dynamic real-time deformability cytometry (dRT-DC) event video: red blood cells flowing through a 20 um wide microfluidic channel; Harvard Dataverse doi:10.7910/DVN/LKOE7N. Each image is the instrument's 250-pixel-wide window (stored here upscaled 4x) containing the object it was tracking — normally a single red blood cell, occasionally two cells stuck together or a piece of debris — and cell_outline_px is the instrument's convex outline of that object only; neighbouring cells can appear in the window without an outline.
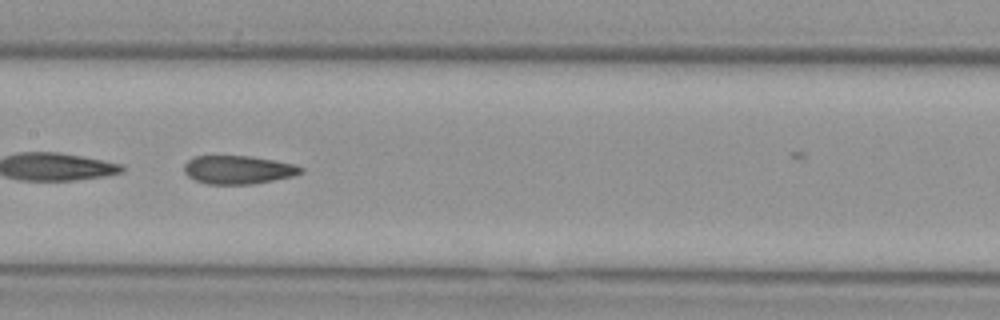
{"species": "Egyptian fruit bat (a non-hibernating species)", "species_latin": "Rousettus aegyptiacus", "temperature_condition": "cold", "stored_images_in_passage": 17, "camera_frame_rate_fps": 3000, "um_per_image_px": 0.085, "animal": {"sex": "female"}, "frame": {"image": 1, "passage_image": 14, "time_ms": 4.333, "image_size_px": [1000, 320], "cell_outline_px": [[304, 172], [292, 176], [252, 184], [208, 184], [196, 180], [188, 176], [184, 172], [184, 164], [192, 156], [252, 156], [296, 164], [304, 168]], "centroid_in_image_um": [20.25, 14.42], "position_along_channel_um": 187.1, "area_um2": 19.36}}